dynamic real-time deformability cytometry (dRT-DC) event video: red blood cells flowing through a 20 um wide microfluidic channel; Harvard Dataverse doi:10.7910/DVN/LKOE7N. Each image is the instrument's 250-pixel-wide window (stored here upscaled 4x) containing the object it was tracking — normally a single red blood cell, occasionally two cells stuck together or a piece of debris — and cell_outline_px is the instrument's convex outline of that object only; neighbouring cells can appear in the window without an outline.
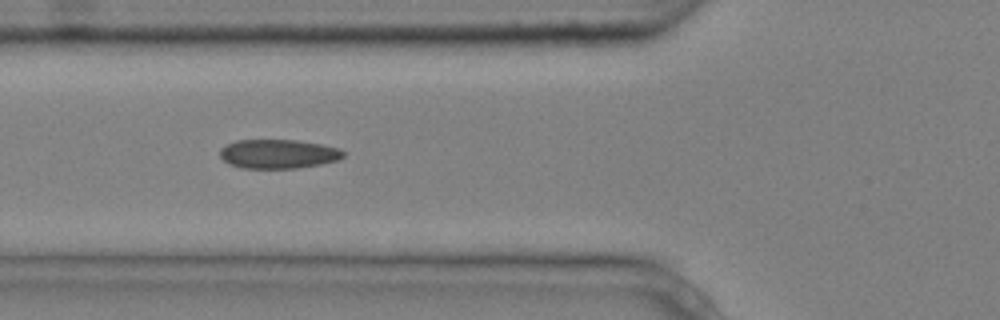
{"species": "common noctule bat (a hibernating species)", "species_latin": "Nyctalus noctula", "temperature_condition": "cold", "stored_images_in_passage": 14, "camera_frame_rate_fps": 3000, "um_per_image_px": 0.085, "animal": {"sex": "male", "body_mass_g": 20.4}, "frame": {"image": 1, "passage_image": 5, "time_ms": 1.333, "image_size_px": [1000, 320], "cell_outline_px": [[344, 156], [336, 160], [320, 164], [296, 168], [240, 168], [228, 164], [220, 156], [220, 148], [236, 140], [296, 140], [320, 144], [340, 148], [344, 152]], "centroid_in_image_um": [23.62, 13.08], "position_along_channel_um": 102.2, "area_um2": 20.87}}
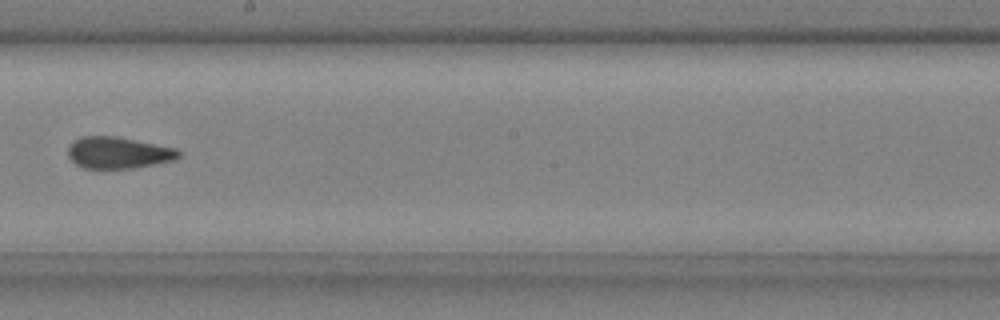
{"frame": {"image": 2, "passage_image": 8, "time_ms": 2.333, "image_size_px": [1000, 320], "cell_outline_px": [[180, 156], [172, 160], [132, 168], [84, 168], [76, 164], [68, 156], [68, 148], [72, 140], [80, 136], [116, 136], [176, 148], [180, 152]], "centroid_in_image_um": [10.0, 12.96], "position_along_channel_um": 238.2, "area_um2": 20.23}}
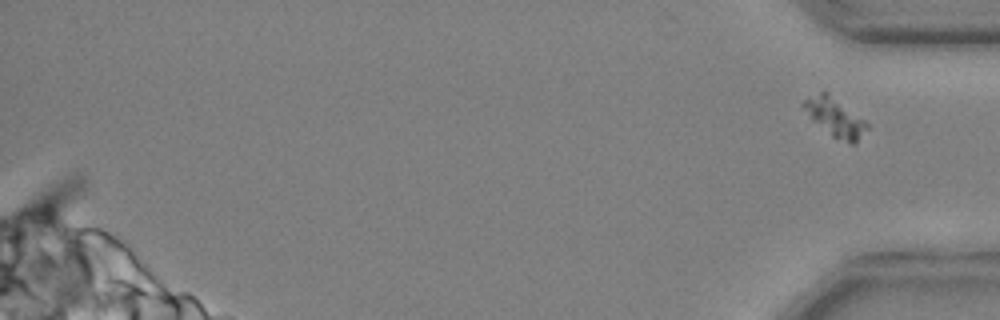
{"frame": {"image": 3, "passage_image": 14, "time_ms": 4.333, "image_size_px": [1000, 320], "cell_outline_px": [[868, 128], [852, 144], [848, 144], [832, 136], [812, 120], [800, 104], [804, 100], [824, 88], [864, 120], [868, 124]], "centroid_in_image_um": [70.93, 9.92], "position_along_channel_um": 364.3, "area_um2": 14.16}}